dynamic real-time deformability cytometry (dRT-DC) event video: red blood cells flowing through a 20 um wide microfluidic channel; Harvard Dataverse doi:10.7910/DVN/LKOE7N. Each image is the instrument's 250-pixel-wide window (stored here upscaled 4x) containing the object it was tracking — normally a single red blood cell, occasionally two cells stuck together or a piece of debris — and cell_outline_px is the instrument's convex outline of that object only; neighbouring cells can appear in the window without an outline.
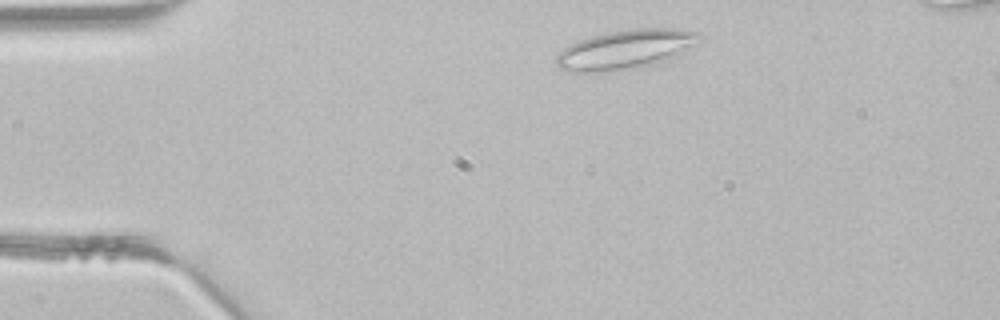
{"species": "common noctule bat (a hibernating species)", "species_latin": "Nyctalus noctula", "temperature_condition": "room temperature", "stored_images_in_passage": 3, "camera_frame_rate_fps": 3000, "um_per_image_px": 0.085, "animal": {"sex": "male", "body_mass_g": 21.5, "forearm_length_mm": 52.0}, "frame": {"image": 1, "passage_image": 1, "time_ms": 0.0, "image_size_px": [1000, 320], "cell_outline_px": [[700, 32], [692, 44], [672, 56], [656, 64], [624, 68], [588, 72], [572, 72], [560, 68], [556, 64], [556, 56], [568, 44], [592, 36], [608, 32], [632, 28], [676, 28]], "centroid_in_image_um": [53.07, 4.17], "position_along_channel_um": 31.9, "area_um2": 31.62}}